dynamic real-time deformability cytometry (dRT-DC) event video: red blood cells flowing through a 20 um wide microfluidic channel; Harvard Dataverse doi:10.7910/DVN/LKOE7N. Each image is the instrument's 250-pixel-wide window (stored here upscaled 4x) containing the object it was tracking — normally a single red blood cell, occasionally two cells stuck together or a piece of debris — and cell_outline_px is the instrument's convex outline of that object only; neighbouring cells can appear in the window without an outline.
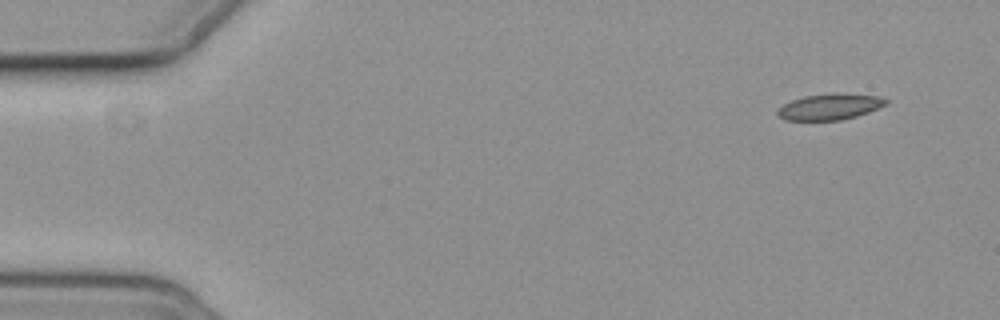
{"species": "common noctule bat (a hibernating species)", "species_latin": "Nyctalus noctula", "temperature_condition": "cold", "stored_images_in_passage": 4, "camera_frame_rate_fps": 3000, "um_per_image_px": 0.085, "animal": {"sex": "female", "body_mass_g": 19.3, "forearm_length_mm": 54.1}, "frame": {"image": 1, "passage_image": 1, "time_ms": 0.0, "image_size_px": [1000, 320], "cell_outline_px": [[888, 104], [868, 112], [856, 116], [840, 120], [788, 120], [780, 116], [776, 112], [784, 104], [792, 100], [804, 96], [876, 96], [888, 100]], "centroid_in_image_um": [70.51, 9.13], "position_along_channel_um": 14.5, "area_um2": 15.26}}
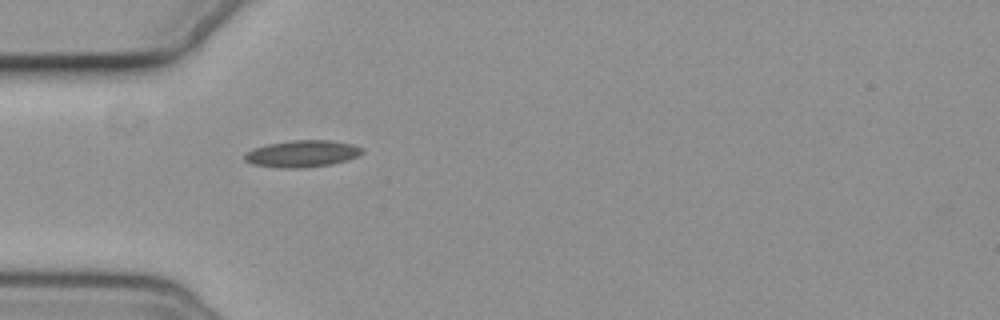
{"frame": {"image": 2, "passage_image": 4, "time_ms": 4.333, "image_size_px": [1000, 320], "cell_outline_px": [[364, 152], [356, 156], [332, 164], [300, 168], [284, 168], [252, 164], [244, 160], [244, 156], [252, 148], [268, 144], [292, 140], [328, 140], [352, 144], [364, 148]], "centroid_in_image_um": [25.67, 13.06], "position_along_channel_um": 59.3, "area_um2": 18.21}}